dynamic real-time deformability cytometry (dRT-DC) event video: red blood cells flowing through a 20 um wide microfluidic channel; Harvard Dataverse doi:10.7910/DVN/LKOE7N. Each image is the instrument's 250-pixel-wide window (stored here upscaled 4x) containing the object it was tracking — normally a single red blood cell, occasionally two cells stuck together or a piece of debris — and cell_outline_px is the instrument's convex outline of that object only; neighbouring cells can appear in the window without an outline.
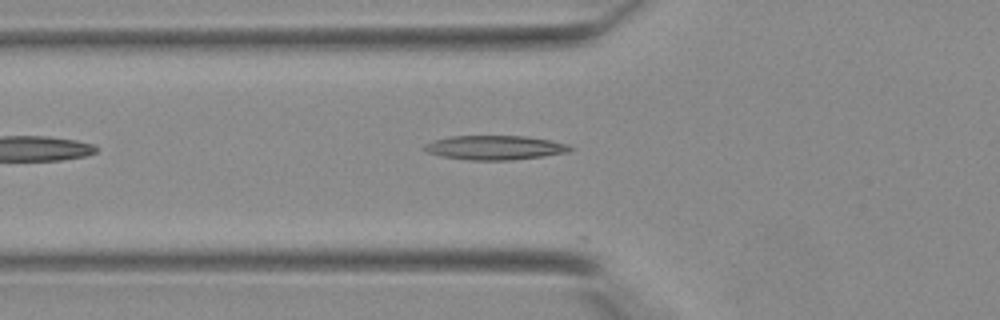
{"species": "Egyptian fruit bat (a non-hibernating species)", "species_latin": "Rousettus aegyptiacus", "temperature_condition": "warm", "stored_images_in_passage": 21, "camera_frame_rate_fps": 3000, "um_per_image_px": 0.085, "animal": {"sex": "female"}, "frame": {"image": 1, "passage_image": 5, "time_ms": 1.333, "image_size_px": [1000, 320], "cell_outline_px": [[572, 148], [568, 152], [544, 156], [508, 160], [468, 160], [440, 156], [428, 152], [424, 148], [424, 144], [432, 140], [448, 136], [524, 136], [548, 140], [568, 144]], "centroid_in_image_um": [42.02, 12.54], "position_along_channel_um": 83.8, "area_um2": 20.52}}
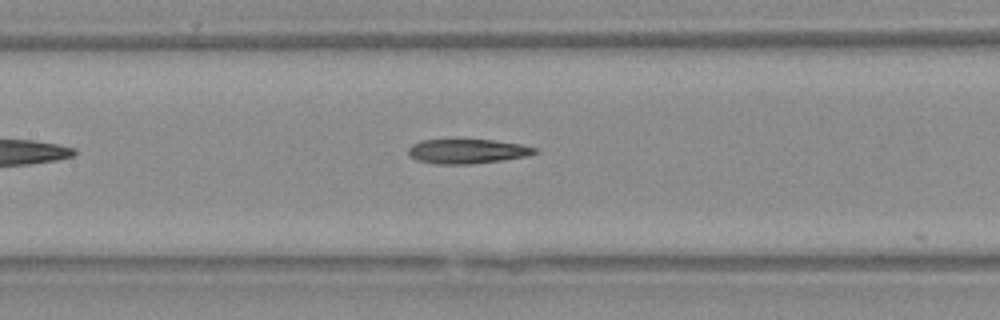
{"frame": {"image": 2, "passage_image": 10, "time_ms": 3.0, "image_size_px": [1000, 320], "cell_outline_px": [[536, 152], [528, 156], [472, 164], [436, 164], [416, 160], [408, 152], [408, 148], [412, 144], [420, 140], [456, 136], [492, 140], [520, 144], [536, 148]], "centroid_in_image_um": [39.64, 12.8], "position_along_channel_um": 167.8, "area_um2": 18.9}}
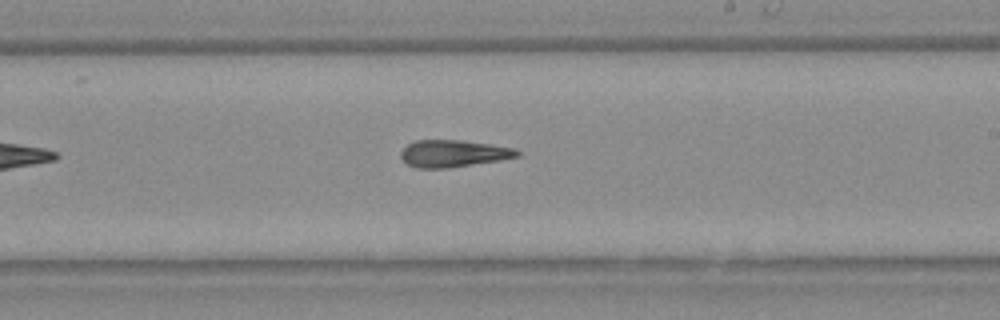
{"frame": {"image": 3, "passage_image": 15, "time_ms": 4.667, "image_size_px": [1000, 320], "cell_outline_px": [[520, 156], [500, 160], [448, 168], [416, 168], [408, 164], [400, 156], [400, 152], [408, 144], [416, 140], [460, 140], [516, 148], [520, 152]], "centroid_in_image_um": [38.54, 13.05], "position_along_channel_um": 250.5, "area_um2": 18.26}}